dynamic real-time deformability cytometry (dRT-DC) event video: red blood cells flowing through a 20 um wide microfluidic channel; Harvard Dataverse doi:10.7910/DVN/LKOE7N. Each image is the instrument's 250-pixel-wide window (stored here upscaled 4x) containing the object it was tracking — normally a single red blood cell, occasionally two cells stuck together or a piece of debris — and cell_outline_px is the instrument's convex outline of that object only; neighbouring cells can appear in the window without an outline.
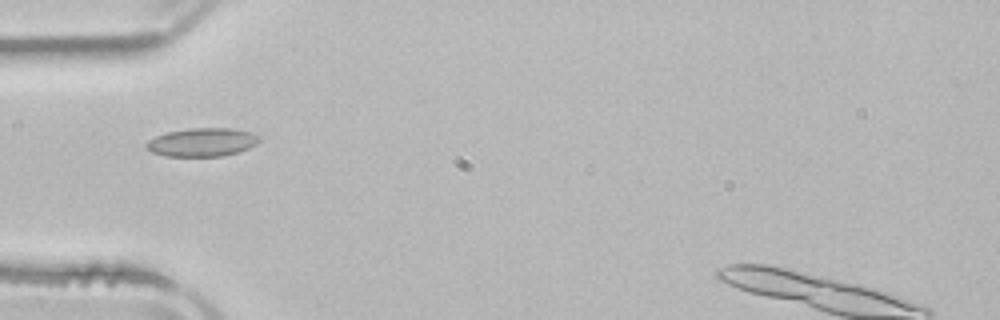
{"species": "common noctule bat (a hibernating species)", "species_latin": "Nyctalus noctula", "temperature_condition": "room temperature", "stored_images_in_passage": 3, "camera_frame_rate_fps": 3000, "um_per_image_px": 0.085, "animal": {"sex": "male", "body_mass_g": 21.5, "forearm_length_mm": 52.0}, "frame": {"image": 1, "passage_image": 3, "time_ms": 3.0, "image_size_px": [1000, 320], "cell_outline_px": [[260, 140], [256, 144], [248, 148], [224, 156], [164, 156], [152, 152], [144, 148], [144, 144], [148, 140], [156, 136], [168, 132], [192, 128], [232, 128], [252, 132], [260, 136]], "centroid_in_image_um": [17.17, 12.09], "position_along_channel_um": 67.8, "area_um2": 18.79}}